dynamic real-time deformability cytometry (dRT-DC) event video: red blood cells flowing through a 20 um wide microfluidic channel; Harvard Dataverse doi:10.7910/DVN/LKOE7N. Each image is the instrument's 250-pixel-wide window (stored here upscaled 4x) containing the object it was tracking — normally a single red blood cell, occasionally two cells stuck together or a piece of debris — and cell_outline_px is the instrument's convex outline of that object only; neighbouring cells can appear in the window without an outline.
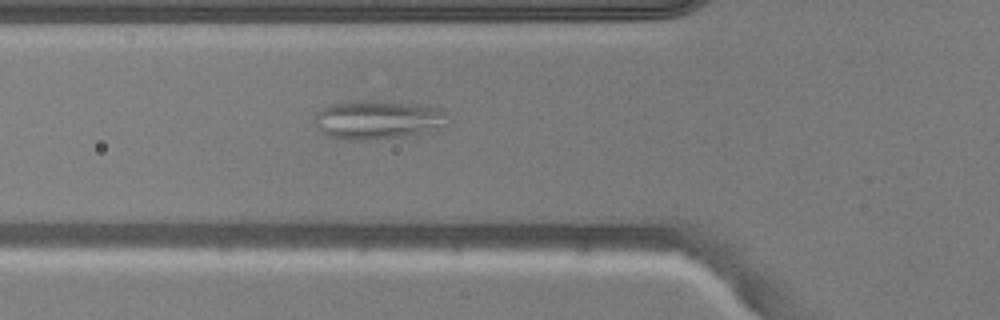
{"species": "common noctule bat (a hibernating species)", "species_latin": "Nyctalus noctula", "temperature_condition": "warm", "stored_images_in_passage": 39, "camera_frame_rate_fps": 3000, "um_per_image_px": 0.085, "animal": {"sex": "male", "body_mass_g": 20.5, "forearm_length_mm": 52.5}, "frame": {"image": 1, "passage_image": 6, "time_ms": 1.667, "image_size_px": [1000, 320], "cell_outline_px": [[448, 112], [436, 124], [416, 132], [404, 136], [368, 140], [344, 140], [328, 136], [320, 128], [316, 120], [316, 116], [324, 108], [332, 104], [360, 100], [372, 100], [428, 104], [444, 108]], "centroid_in_image_um": [32.04, 10.14], "position_along_channel_um": 93.8, "area_um2": 29.07}}
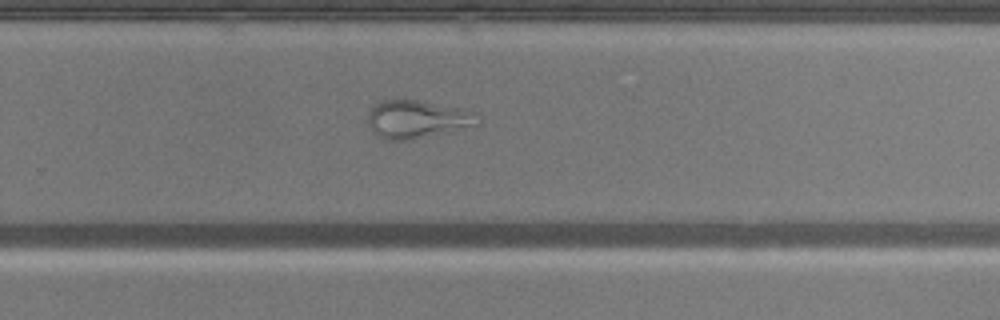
{"frame": {"image": 2, "passage_image": 21, "time_ms": 6.667, "image_size_px": [1000, 320], "cell_outline_px": [[480, 124], [448, 132], [408, 140], [388, 140], [380, 136], [368, 124], [368, 112], [380, 100], [396, 96], [464, 108], [472, 112], [480, 120]], "centroid_in_image_um": [35.44, 10.08], "position_along_channel_um": 294.4, "area_um2": 24.68}}
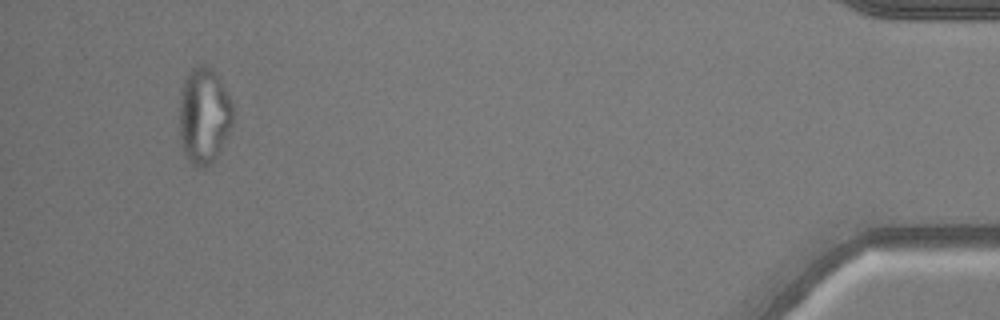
{"frame": {"image": 3, "passage_image": 36, "time_ms": 11.667, "image_size_px": [1000, 320], "cell_outline_px": [[232, 120], [228, 132], [220, 148], [212, 160], [204, 168], [196, 168], [184, 156], [180, 144], [180, 96], [184, 80], [188, 72], [196, 64], [200, 64], [212, 68], [232, 100]], "centroid_in_image_um": [17.3, 9.82], "position_along_channel_um": 417.9, "area_um2": 29.82}}